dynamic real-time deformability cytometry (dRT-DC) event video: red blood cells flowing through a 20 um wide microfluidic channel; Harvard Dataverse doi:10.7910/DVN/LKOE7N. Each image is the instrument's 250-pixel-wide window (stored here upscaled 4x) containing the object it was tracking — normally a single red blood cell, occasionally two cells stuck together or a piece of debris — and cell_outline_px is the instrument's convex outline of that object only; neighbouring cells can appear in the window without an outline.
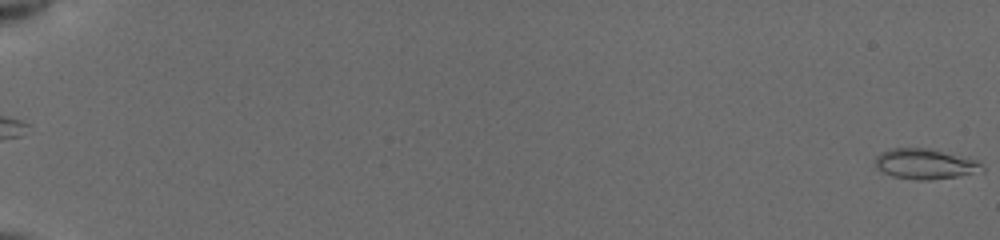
{"species": "common noctule bat (a hibernating species)", "species_latin": "Nyctalus noctula", "temperature_condition": "cold", "stored_images_in_passage": 55, "camera_frame_rate_fps": 3000, "um_per_image_px": 0.085, "animal": {"sex": "female", "body_mass_g": 19.5, "forearm_length_mm": 54.1}, "frame": {"image": 1, "passage_image": 1, "time_ms": 0.0, "image_size_px": [1000, 240], "cell_outline_px": [[984, 172], [928, 180], [916, 180], [892, 176], [876, 168], [872, 160], [880, 152], [892, 148], [928, 148], [976, 160], [984, 168]], "centroid_in_image_um": [78.58, 13.94], "position_along_channel_um": 6.4, "area_um2": 18.9}}
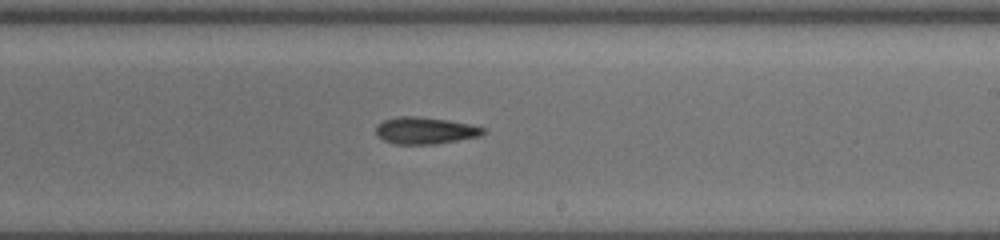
{"frame": {"image": 2, "passage_image": 36, "time_ms": 11.667, "image_size_px": [1000, 240], "cell_outline_px": [[484, 132], [480, 136], [436, 144], [396, 144], [384, 140], [376, 132], [376, 128], [384, 120], [396, 116], [416, 116], [448, 120], [472, 124], [484, 128]], "centroid_in_image_um": [36.16, 11.09], "position_along_channel_um": 252.8, "area_um2": 16.65}}
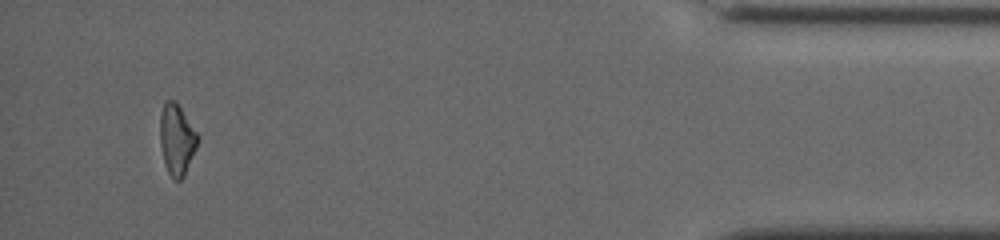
{"frame": {"image": 3, "passage_image": 53, "time_ms": 17.333, "image_size_px": [1000, 240], "cell_outline_px": [[200, 140], [184, 176], [180, 180], [172, 180], [164, 164], [160, 144], [160, 112], [164, 104], [168, 100], [176, 100], [200, 136]], "centroid_in_image_um": [15.04, 11.86], "position_along_channel_um": 420.2, "area_um2": 15.9}, "authors_computed_cell_mechanics": {"area_um2": 16.762, "velocity_mm_per_s": 3.9522, "shape_relaxation_time_tau1_ms": null, "shape_relaxation_time_tau2_ms": 10.5689, "deformation_change_tau1": null, "deformation_change_tau2": 0.2587}}